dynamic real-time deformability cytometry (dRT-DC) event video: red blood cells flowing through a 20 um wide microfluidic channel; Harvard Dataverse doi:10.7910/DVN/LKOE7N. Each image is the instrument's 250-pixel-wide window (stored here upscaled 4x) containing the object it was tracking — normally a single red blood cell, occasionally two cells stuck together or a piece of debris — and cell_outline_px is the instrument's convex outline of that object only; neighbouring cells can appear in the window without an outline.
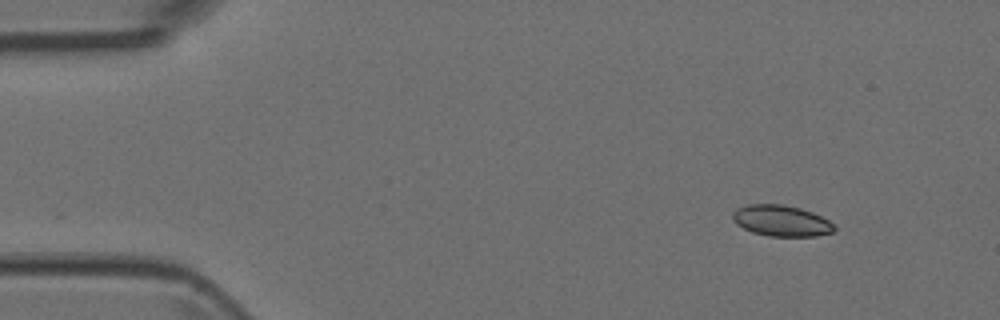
{"species": "Egyptian fruit bat (a non-hibernating species)", "species_latin": "Rousettus aegyptiacus", "temperature_condition": "room temperature", "stored_images_in_passage": 2, "camera_frame_rate_fps": 3000, "um_per_image_px": 0.085, "animal": {"sex": "female"}, "frame": {"image": 1, "passage_image": 2, "time_ms": 0.333, "image_size_px": [1000, 320], "cell_outline_px": [[836, 228], [832, 232], [816, 236], [768, 236], [752, 232], [736, 224], [732, 220], [732, 212], [736, 208], [748, 204], [784, 204], [800, 208], [812, 212], [828, 220]], "centroid_in_image_um": [66.37, 18.75], "position_along_channel_um": 18.6, "area_um2": 18.44}}